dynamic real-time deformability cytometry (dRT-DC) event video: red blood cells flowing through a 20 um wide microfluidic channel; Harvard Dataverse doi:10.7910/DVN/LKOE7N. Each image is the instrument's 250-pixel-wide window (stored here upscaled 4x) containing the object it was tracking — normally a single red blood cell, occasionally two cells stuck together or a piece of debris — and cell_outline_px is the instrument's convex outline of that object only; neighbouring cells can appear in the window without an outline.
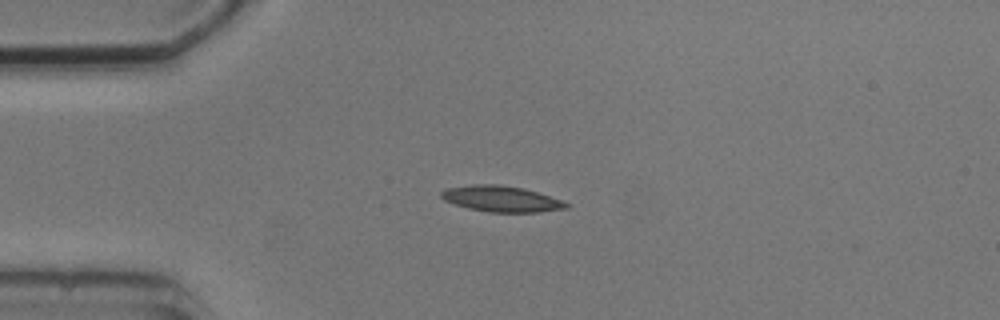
{"species": "common noctule bat (a hibernating species)", "species_latin": "Nyctalus noctula", "temperature_condition": "cold", "stored_images_in_passage": 9, "camera_frame_rate_fps": 3000, "um_per_image_px": 0.085, "animal": {"sex": "male", "body_mass_g": 20.5, "forearm_length_mm": 52.5}, "frame": {"image": 1, "passage_image": 2, "time_ms": 2.0, "image_size_px": [1000, 320], "cell_outline_px": [[572, 204], [568, 208], [540, 212], [488, 212], [468, 208], [444, 200], [440, 196], [440, 192], [444, 188], [472, 184], [500, 184], [524, 188]], "centroid_in_image_um": [42.59, 16.89], "position_along_channel_um": 42.4, "area_um2": 18.96}}
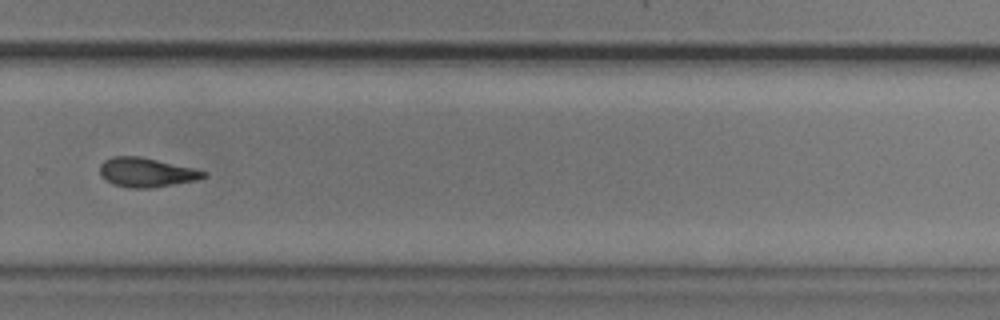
{"frame": {"image": 2, "passage_image": 9, "time_ms": 10.0, "image_size_px": [1000, 320], "cell_outline_px": [[208, 176], [196, 180], [152, 188], [128, 188], [112, 184], [100, 172], [100, 164], [104, 160], [112, 156], [140, 156], [192, 168], [208, 172]], "centroid_in_image_um": [12.45, 14.65], "position_along_channel_um": 317.4, "area_um2": 17.57}}